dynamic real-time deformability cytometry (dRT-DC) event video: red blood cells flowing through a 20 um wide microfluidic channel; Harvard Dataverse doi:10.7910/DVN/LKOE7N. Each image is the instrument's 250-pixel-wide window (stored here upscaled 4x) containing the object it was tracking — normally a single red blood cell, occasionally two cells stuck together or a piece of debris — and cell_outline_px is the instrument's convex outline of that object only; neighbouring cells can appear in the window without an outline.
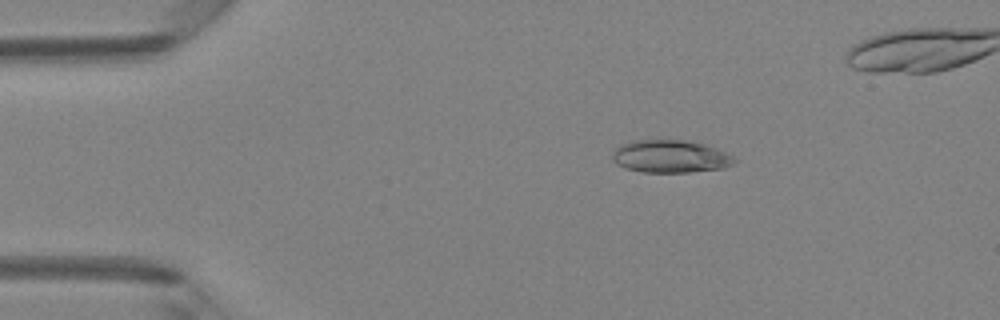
{"species": "Egyptian fruit bat (a non-hibernating species)", "species_latin": "Rousettus aegyptiacus", "temperature_condition": "room temperature", "stored_images_in_passage": 45, "camera_frame_rate_fps": 3000, "um_per_image_px": 0.085, "animal": {"sex": "female"}, "frame": {"image": 1, "passage_image": 9, "time_ms": 2.667, "image_size_px": [1000, 320], "cell_outline_px": [[736, 160], [732, 164], [724, 168], [688, 172], [644, 172], [624, 168], [616, 164], [612, 160], [612, 152], [620, 144], [632, 140], [684, 140], [704, 144], [716, 148], [732, 156]], "centroid_in_image_um": [56.93, 13.29], "position_along_channel_um": 28.1, "area_um2": 23.24}}
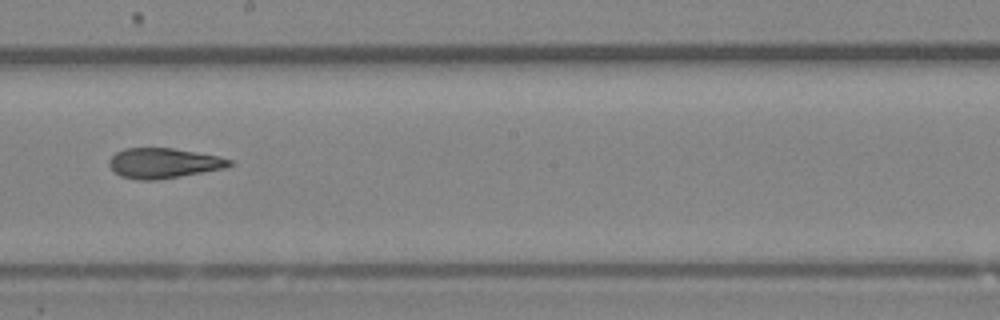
{"frame": {"image": 2, "passage_image": 28, "time_ms": 9.0, "image_size_px": [1000, 320], "cell_outline_px": [[232, 164], [228, 168], [156, 180], [136, 180], [120, 176], [108, 164], [108, 160], [116, 152], [124, 148], [172, 148], [220, 156], [232, 160]], "centroid_in_image_um": [13.91, 13.87], "position_along_channel_um": 234.3, "area_um2": 21.21}}
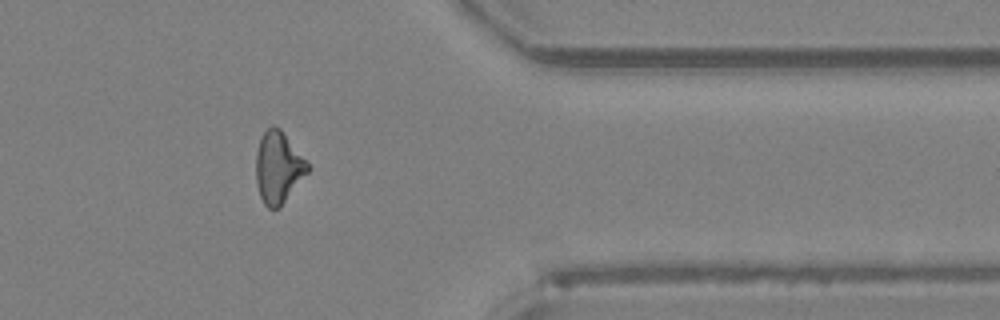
{"frame": {"image": 3, "passage_image": 40, "time_ms": 13.0, "image_size_px": [1000, 320], "cell_outline_px": [[312, 168], [280, 208], [268, 208], [264, 204], [260, 196], [256, 184], [256, 152], [260, 140], [264, 132], [272, 124], [280, 128]], "centroid_in_image_um": [23.66, 14.25], "position_along_channel_um": 387.7, "area_um2": 21.68}}